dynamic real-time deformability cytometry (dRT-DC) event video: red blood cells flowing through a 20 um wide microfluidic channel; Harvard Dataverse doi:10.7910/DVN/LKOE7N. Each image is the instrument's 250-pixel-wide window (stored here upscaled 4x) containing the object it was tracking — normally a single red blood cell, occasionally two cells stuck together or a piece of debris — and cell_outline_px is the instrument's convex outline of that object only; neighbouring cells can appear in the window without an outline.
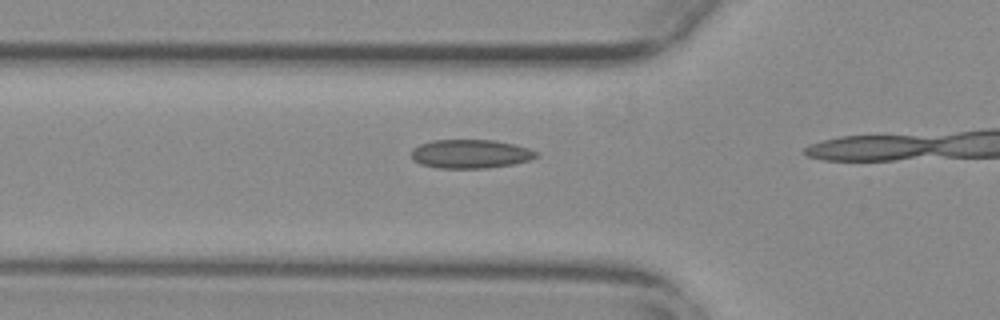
{"species": "common noctule bat (a hibernating species)", "species_latin": "Nyctalus noctula", "temperature_condition": "warm", "stored_images_in_passage": 16, "camera_frame_rate_fps": 3000, "um_per_image_px": 0.085, "animal": {"sex": "female", "body_mass_g": 29.2, "forearm_length_mm": 56.3}, "frame": {"image": 1, "passage_image": 14, "time_ms": 4.333, "image_size_px": [1000, 320], "cell_outline_px": [[540, 156], [528, 160], [512, 164], [488, 168], [440, 168], [420, 164], [412, 160], [412, 148], [420, 144], [432, 140], [492, 140], [512, 144], [528, 148], [536, 152]], "centroid_in_image_um": [39.96, 13.08], "position_along_channel_um": 85.8, "area_um2": 20.87}}